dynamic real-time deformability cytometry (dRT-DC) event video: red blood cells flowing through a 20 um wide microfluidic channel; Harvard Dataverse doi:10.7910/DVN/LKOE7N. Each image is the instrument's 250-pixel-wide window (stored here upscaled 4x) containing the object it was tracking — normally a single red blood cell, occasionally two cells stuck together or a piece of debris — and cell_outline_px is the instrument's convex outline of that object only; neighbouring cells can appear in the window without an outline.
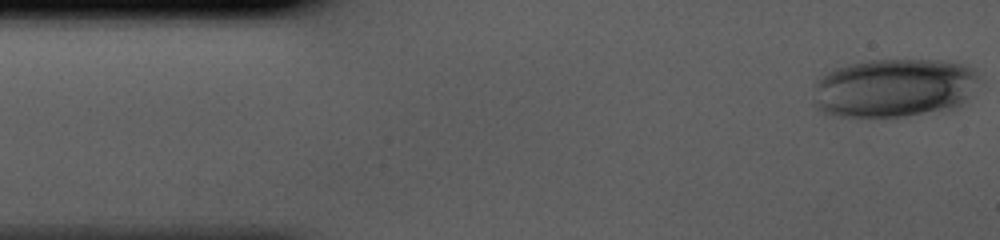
{"species": "human", "species_latin": "Homo sapiens", "temperature_condition": "cold", "stored_images_in_passage": 41, "camera_frame_rate_fps": 3000, "um_per_image_px": 0.085, "donor": {"sex": "male"}, "frame": {"image": 1, "passage_image": 1, "time_ms": 0.0, "image_size_px": [1000, 240], "cell_outline_px": [[976, 76], [968, 96], [964, 104], [948, 112], [904, 116], [824, 116], [812, 104], [816, 80], [832, 68], [864, 60], [944, 60], [960, 64], [972, 68], [976, 72]], "centroid_in_image_um": [75.92, 7.5], "position_along_channel_um": 9.1, "area_um2": 57.57}}
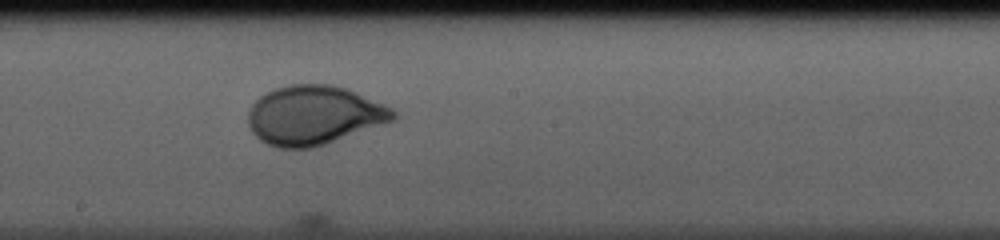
{"frame": {"image": 2, "passage_image": 22, "time_ms": 7.0, "image_size_px": [1000, 240], "cell_outline_px": [[396, 120], [312, 148], [280, 148], [268, 144], [260, 140], [252, 132], [248, 124], [248, 112], [252, 104], [260, 96], [272, 88], [288, 84], [332, 84], [348, 88], [384, 104], [392, 108], [396, 112]], "centroid_in_image_um": [26.68, 9.78], "position_along_channel_um": 221.5, "area_um2": 50.23}}
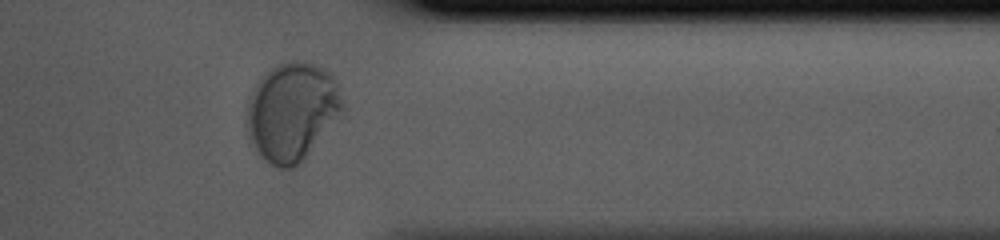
{"frame": {"image": 3, "passage_image": 34, "time_ms": 11.0, "image_size_px": [1000, 240], "cell_outline_px": [[344, 116], [292, 168], [280, 168], [272, 164], [256, 148], [248, 136], [244, 124], [244, 120], [248, 96], [256, 84], [276, 64], [296, 60], [304, 60], [316, 64], [332, 72], [344, 100]], "centroid_in_image_um": [24.86, 9.43], "position_along_channel_um": 386.5, "area_um2": 55.37}}